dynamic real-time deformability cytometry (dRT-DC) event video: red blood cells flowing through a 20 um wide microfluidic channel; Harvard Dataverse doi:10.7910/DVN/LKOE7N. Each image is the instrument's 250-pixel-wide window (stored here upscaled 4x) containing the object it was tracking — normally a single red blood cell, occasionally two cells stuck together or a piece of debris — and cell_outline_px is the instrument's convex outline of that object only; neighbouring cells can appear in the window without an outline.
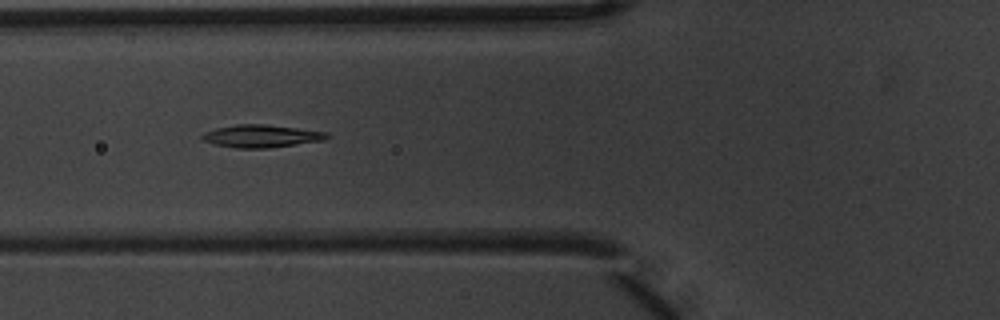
{"species": "common noctule bat (a hibernating species)", "species_latin": "Nyctalus noctula", "temperature_condition": "warm", "stored_images_in_passage": 10, "camera_frame_rate_fps": 3000, "um_per_image_px": 0.085, "animal": {"sex": "male", "body_mass_g": 20.1, "forearm_length_mm": 53.5}, "frame": {"image": 1, "passage_image": 6, "time_ms": 1.667, "image_size_px": [1000, 320], "cell_outline_px": [[328, 136], [324, 140], [268, 148], [236, 148], [216, 144], [204, 140], [200, 136], [204, 132], [216, 128], [236, 124], [264, 124], [328, 132]], "centroid_in_image_um": [22.19, 11.56], "position_along_channel_um": 103.6, "area_um2": 16.24}}
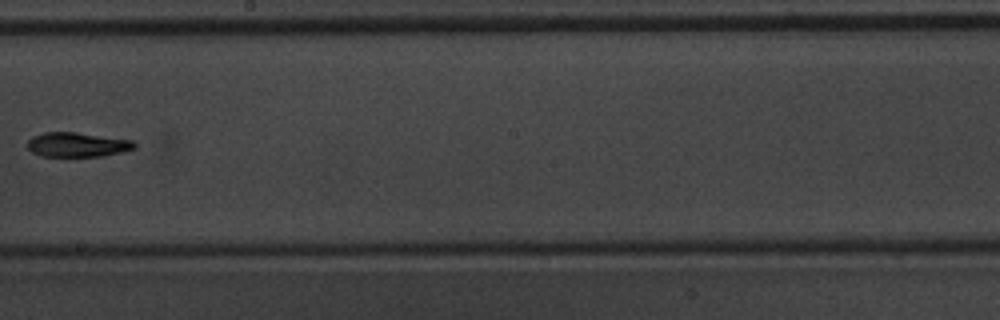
{"frame": {"image": 2, "passage_image": 9, "time_ms": 2.667, "image_size_px": [1000, 320], "cell_outline_px": [[136, 148], [104, 156], [40, 156], [32, 152], [28, 148], [28, 140], [32, 136], [44, 132], [76, 132], [132, 140], [136, 144]], "centroid_in_image_um": [6.56, 12.29], "position_along_channel_um": 241.6, "area_um2": 15.26}}
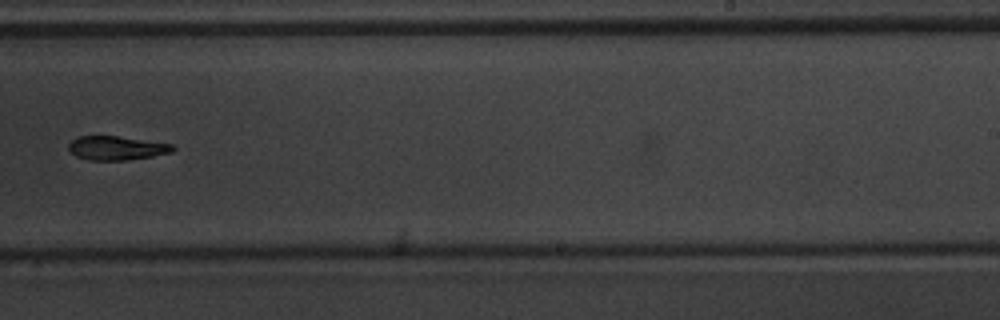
{"frame": {"image": 3, "passage_image": 10, "time_ms": 3.0, "image_size_px": [1000, 320], "cell_outline_px": [[176, 148], [172, 152], [152, 156], [124, 160], [88, 160], [76, 156], [68, 148], [68, 144], [76, 136], [116, 136], [172, 144]], "centroid_in_image_um": [9.88, 12.58], "position_along_channel_um": 279.1, "area_um2": 14.39}}